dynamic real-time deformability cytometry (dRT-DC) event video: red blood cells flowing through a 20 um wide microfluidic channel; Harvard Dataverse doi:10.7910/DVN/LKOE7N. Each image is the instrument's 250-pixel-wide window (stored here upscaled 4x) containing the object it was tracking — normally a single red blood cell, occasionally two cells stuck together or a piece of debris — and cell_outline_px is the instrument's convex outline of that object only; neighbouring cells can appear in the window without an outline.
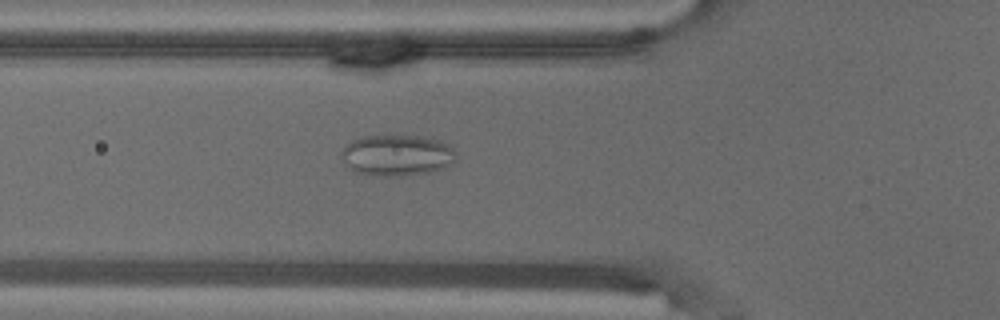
{"species": "common noctule bat (a hibernating species)", "species_latin": "Nyctalus noctula", "temperature_condition": "warm", "stored_images_in_passage": 56, "camera_frame_rate_fps": 3000, "um_per_image_px": 0.085, "animal": {"sex": "male", "body_mass_g": 18.8}, "frame": {"image": 1, "passage_image": 20, "time_ms": 6.333, "image_size_px": [1000, 320], "cell_outline_px": [[456, 160], [452, 164], [444, 168], [428, 172], [400, 176], [368, 176], [356, 172], [340, 156], [340, 152], [352, 140], [360, 136], [432, 136], [448, 144], [456, 152]], "centroid_in_image_um": [33.78, 13.19], "position_along_channel_um": 92.0, "area_um2": 27.74}}
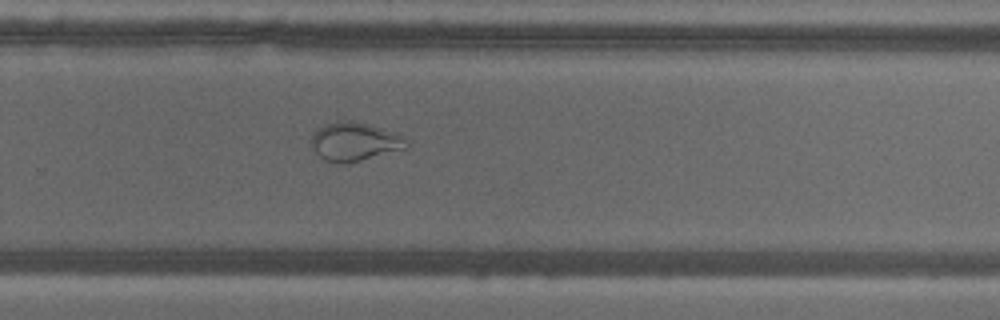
{"frame": {"image": 2, "passage_image": 37, "time_ms": 12.0, "image_size_px": [1000, 320], "cell_outline_px": [[408, 148], [344, 164], [340, 164], [324, 160], [316, 152], [312, 144], [312, 132], [316, 128], [336, 120], [352, 120], [368, 124], [392, 132], [408, 140]], "centroid_in_image_um": [30.11, 12.03], "position_along_channel_um": 299.7, "area_um2": 21.33}}
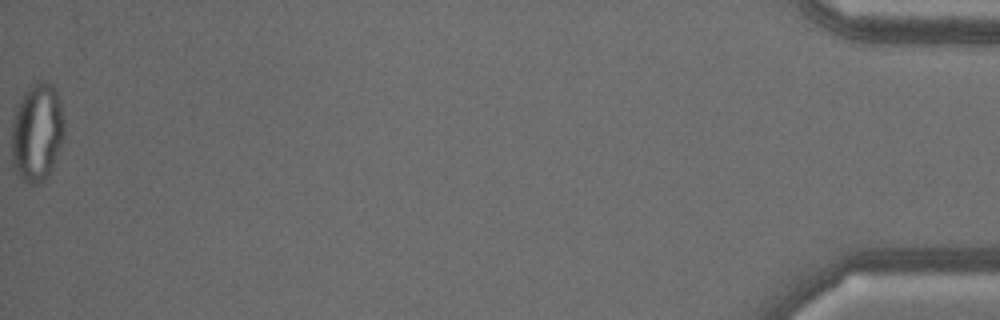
{"frame": {"image": 3, "passage_image": 56, "time_ms": 18.333, "image_size_px": [1000, 320], "cell_outline_px": [[64, 136], [52, 164], [48, 172], [36, 184], [28, 184], [20, 180], [12, 164], [12, 120], [16, 104], [24, 92], [32, 84], [40, 80], [44, 80], [52, 84], [60, 100], [64, 120]], "centroid_in_image_um": [3.11, 11.2], "position_along_channel_um": 432.1, "area_um2": 30.11}}